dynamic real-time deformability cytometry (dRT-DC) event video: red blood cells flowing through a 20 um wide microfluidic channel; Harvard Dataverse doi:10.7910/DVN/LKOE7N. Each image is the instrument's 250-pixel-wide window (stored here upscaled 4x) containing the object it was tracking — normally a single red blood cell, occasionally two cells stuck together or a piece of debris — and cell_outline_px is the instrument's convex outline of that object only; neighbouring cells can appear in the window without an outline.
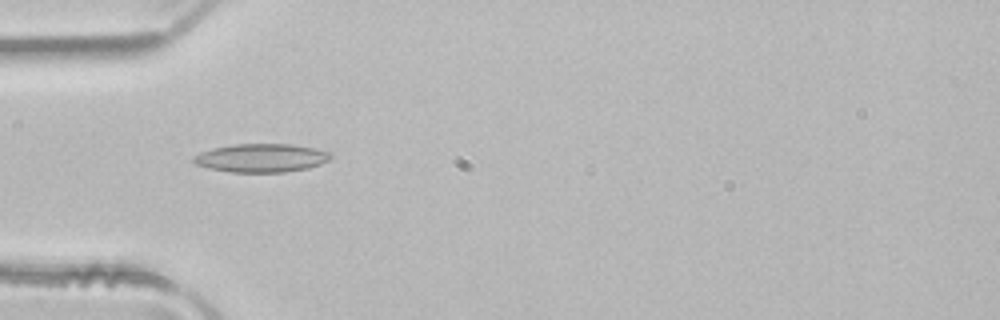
{"species": "common noctule bat (a hibernating species)", "species_latin": "Nyctalus noctula", "temperature_condition": "room temperature", "stored_images_in_passage": 3, "camera_frame_rate_fps": 3000, "um_per_image_px": 0.085, "animal": {"sex": "male", "body_mass_g": 21.5, "forearm_length_mm": 52.0}, "frame": {"image": 1, "passage_image": 2, "time_ms": 0.333, "image_size_px": [1000, 320], "cell_outline_px": [[332, 156], [328, 160], [320, 164], [308, 168], [284, 172], [232, 172], [208, 168], [196, 164], [192, 160], [192, 156], [200, 152], [212, 148], [236, 144], [292, 144], [332, 152]], "centroid_in_image_um": [22.19, 13.42], "position_along_channel_um": 62.8, "area_um2": 22.72}}
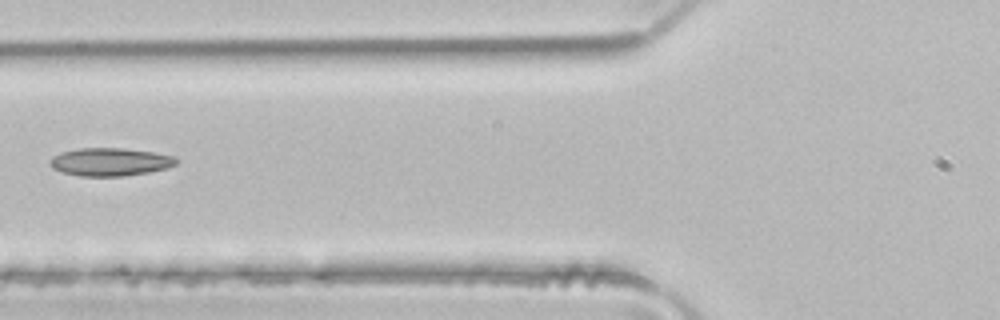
{"frame": {"image": 2, "passage_image": 3, "time_ms": 0.667, "image_size_px": [1000, 320], "cell_outline_px": [[176, 164], [168, 168], [148, 172], [124, 176], [80, 176], [64, 172], [52, 168], [48, 164], [48, 160], [52, 156], [60, 152], [80, 148], [124, 148], [152, 152], [172, 156], [176, 160]], "centroid_in_image_um": [9.3, 13.76], "position_along_channel_um": 116.5, "area_um2": 20.58}}